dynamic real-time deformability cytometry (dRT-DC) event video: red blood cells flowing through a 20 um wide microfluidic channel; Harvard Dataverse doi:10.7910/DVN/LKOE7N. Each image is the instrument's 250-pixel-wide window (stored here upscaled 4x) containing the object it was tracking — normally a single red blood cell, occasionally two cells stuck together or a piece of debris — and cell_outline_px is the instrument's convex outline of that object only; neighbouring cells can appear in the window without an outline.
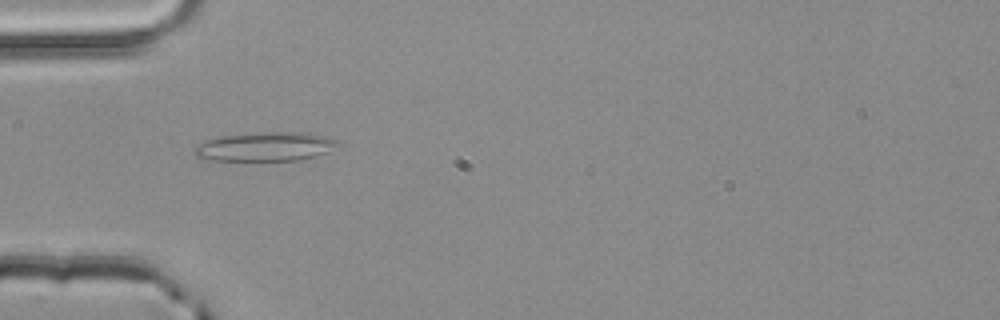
{"species": "common noctule bat (a hibernating species)", "species_latin": "Nyctalus noctula", "temperature_condition": "room temperature", "stored_images_in_passage": 3, "camera_frame_rate_fps": 3000, "um_per_image_px": 0.085, "animal": {"sex": "male", "body_mass_g": 20.4}, "frame": {"image": 1, "passage_image": 3, "time_ms": 0.667, "image_size_px": [1000, 320], "cell_outline_px": [[336, 144], [328, 152], [316, 156], [300, 160], [212, 160], [196, 156], [192, 148], [208, 140], [220, 136], [264, 132], [308, 132], [328, 136], [336, 140]], "centroid_in_image_um": [22.57, 12.46], "position_along_channel_um": 62.4, "area_um2": 24.04}}